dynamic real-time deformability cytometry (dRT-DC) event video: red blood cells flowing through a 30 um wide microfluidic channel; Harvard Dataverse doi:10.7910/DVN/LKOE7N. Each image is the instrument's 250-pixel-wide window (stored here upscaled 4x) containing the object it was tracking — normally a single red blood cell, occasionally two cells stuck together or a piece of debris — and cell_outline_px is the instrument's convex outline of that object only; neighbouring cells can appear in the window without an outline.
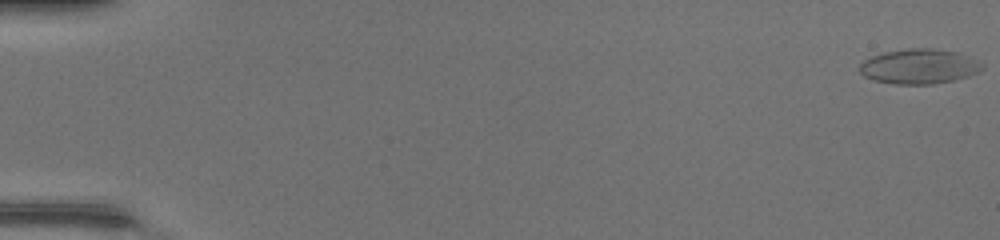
{"species": "common noctule bat (a hibernating species)", "species_latin": "Nyctalus noctula", "temperature_condition": "warm", "stored_images_in_passage": 49, "camera_frame_rate_fps": 3000, "um_per_image_px": 0.085, "animal": {"sex": "female", "body_mass_g": 17.0, "forearm_length_mm": 48.0}, "frame": {"image": 1, "passage_image": 1, "time_ms": 0.0, "image_size_px": [1000, 240], "cell_outline_px": [[984, 68], [968, 76], [952, 80], [932, 84], [896, 84], [872, 80], [864, 76], [860, 72], [860, 64], [864, 60], [872, 56], [884, 52], [908, 48], [932, 48], [956, 52], [984, 64]], "centroid_in_image_um": [78.09, 5.64], "position_along_channel_um": 6.9, "area_um2": 24.68}}
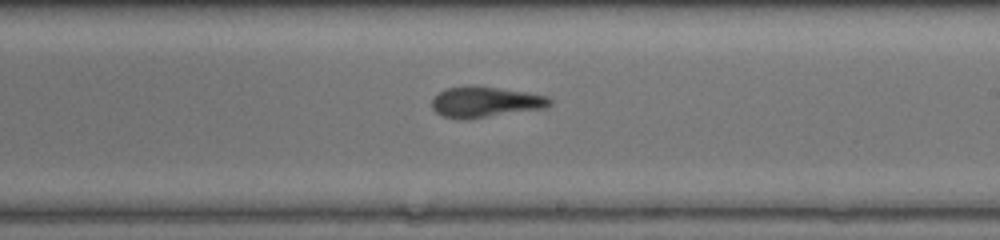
{"frame": {"image": 2, "passage_image": 30, "time_ms": 9.667, "image_size_px": [1000, 240], "cell_outline_px": [[552, 104], [548, 108], [484, 116], [444, 116], [436, 112], [432, 108], [432, 100], [440, 92], [448, 88], [496, 88], [524, 92], [548, 96], [552, 100]], "centroid_in_image_um": [41.36, 8.66], "position_along_channel_um": 247.6, "area_um2": 19.54}}
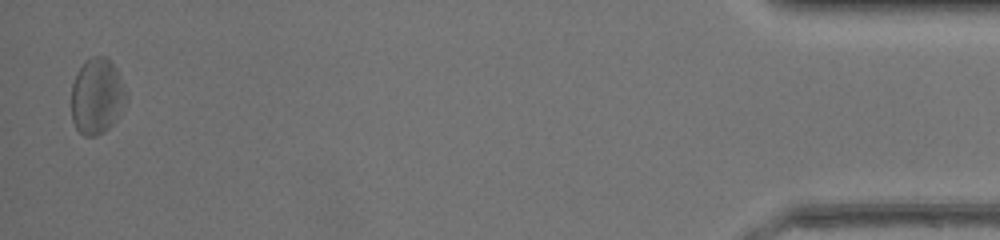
{"frame": {"image": 3, "passage_image": 48, "time_ms": 15.667, "image_size_px": [1000, 240], "cell_outline_px": [[128, 96], [116, 120], [104, 132], [96, 136], [84, 136], [76, 128], [72, 120], [72, 84], [76, 72], [92, 56], [104, 56], [116, 68], [120, 76]], "centroid_in_image_um": [8.24, 8.2], "position_along_channel_um": 427.0, "area_um2": 24.1}, "authors_computed_cell_mechanics": {"area_um2": 22.1374, "velocity_mm_per_s": 4.4104, "shape_relaxation_time_tau1_ms": null, "shape_relaxation_time_tau2_ms": 2.4707, "deformation_change_tau1": null, "deformation_change_tau2": 0.1177}}